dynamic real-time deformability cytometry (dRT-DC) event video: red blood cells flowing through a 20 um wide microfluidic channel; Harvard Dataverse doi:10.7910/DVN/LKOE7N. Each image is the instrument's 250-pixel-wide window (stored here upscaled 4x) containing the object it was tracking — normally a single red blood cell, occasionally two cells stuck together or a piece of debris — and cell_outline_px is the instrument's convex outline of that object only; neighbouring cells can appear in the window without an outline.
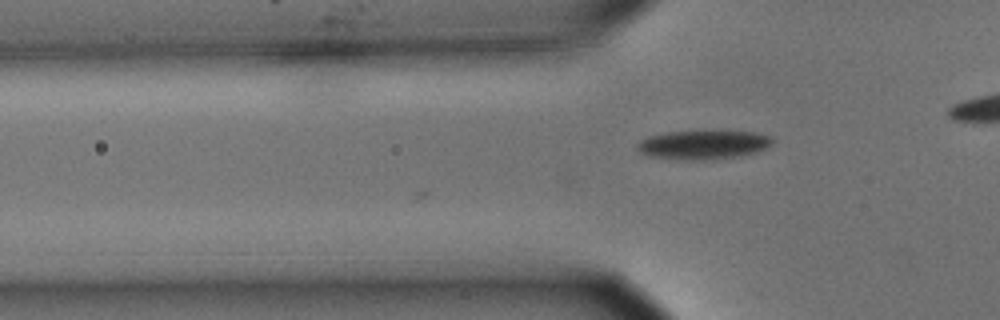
{"species": "common noctule bat (a hibernating species)", "species_latin": "Nyctalus noctula", "temperature_condition": "cold", "stored_images_in_passage": 3, "camera_frame_rate_fps": 3000, "um_per_image_px": 0.085, "animal": {"sex": "male", "body_mass_g": 15.6}, "frame": {"image": 1, "passage_image": 3, "time_ms": 0.667, "image_size_px": [1000, 320], "cell_outline_px": [[772, 144], [764, 148], [752, 152], [736, 156], [692, 160], [688, 160], [648, 156], [640, 152], [636, 148], [636, 144], [640, 140], [648, 136], [668, 132], [752, 132], [772, 136]], "centroid_in_image_um": [59.7, 12.3], "position_along_channel_um": 66.1, "area_um2": 22.08}}